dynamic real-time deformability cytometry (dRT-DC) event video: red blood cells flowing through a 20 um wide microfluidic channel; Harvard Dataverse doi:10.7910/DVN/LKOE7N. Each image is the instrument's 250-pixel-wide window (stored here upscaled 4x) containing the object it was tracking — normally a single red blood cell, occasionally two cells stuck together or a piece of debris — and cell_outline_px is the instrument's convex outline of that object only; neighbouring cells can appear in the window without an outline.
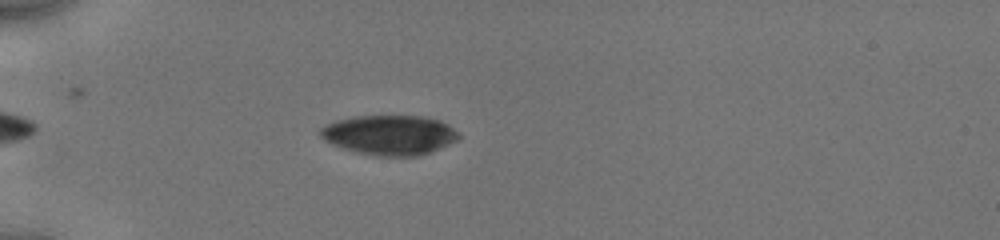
{"species": "human", "species_latin": "Homo sapiens", "temperature_condition": "cold", "stored_images_in_passage": 13, "camera_frame_rate_fps": 3000, "um_per_image_px": 0.085, "donor": {"sex": "male"}, "frame": {"image": 1, "passage_image": 9, "time_ms": 2.0, "image_size_px": [1000, 240], "cell_outline_px": [[460, 136], [456, 140], [448, 144], [420, 156], [372, 156], [356, 152], [332, 144], [324, 140], [320, 136], [320, 128], [336, 120], [356, 116], [420, 116], [440, 120], [448, 124]], "centroid_in_image_um": [33.09, 11.48], "position_along_channel_um": 51.9, "area_um2": 31.91}}